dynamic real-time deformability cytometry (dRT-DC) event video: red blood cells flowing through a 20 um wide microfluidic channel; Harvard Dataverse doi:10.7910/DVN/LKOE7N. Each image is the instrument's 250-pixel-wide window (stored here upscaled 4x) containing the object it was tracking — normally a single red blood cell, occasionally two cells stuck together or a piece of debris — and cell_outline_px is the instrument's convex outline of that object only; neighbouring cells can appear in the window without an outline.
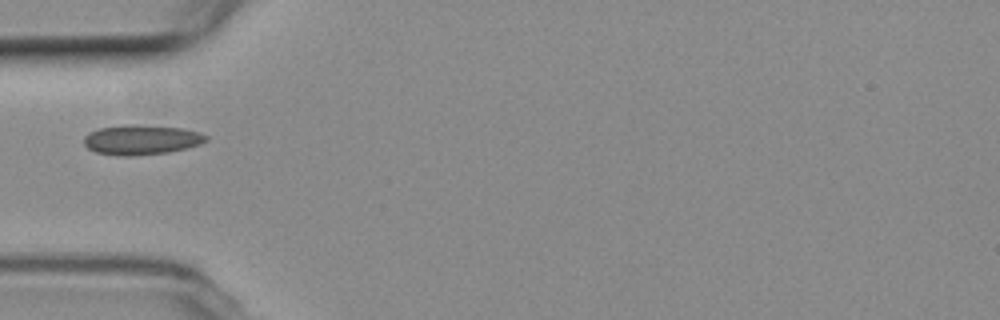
{"species": "common noctule bat (a hibernating species)", "species_latin": "Nyctalus noctula", "temperature_condition": "room temperature", "stored_images_in_passage": 33, "camera_frame_rate_fps": 3000, "um_per_image_px": 0.085, "animal": {"sex": "female", "body_mass_g": 19.3, "forearm_length_mm": 54.1}, "frame": {"image": 1, "passage_image": 1, "time_ms": 0.0, "image_size_px": [1000, 320], "cell_outline_px": [[208, 140], [200, 144], [188, 148], [168, 152], [132, 156], [120, 156], [96, 152], [88, 148], [84, 144], [84, 136], [88, 132], [100, 128], [124, 124], [132, 124], [184, 128], [200, 132], [208, 136]], "centroid_in_image_um": [12.03, 11.87], "position_along_channel_um": 73.0, "area_um2": 21.44}}
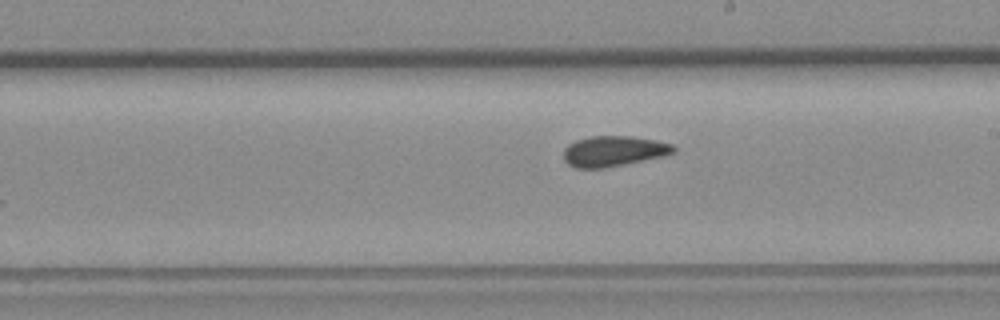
{"frame": {"image": 2, "passage_image": 14, "time_ms": 4.333, "image_size_px": [1000, 320], "cell_outline_px": [[676, 152], [664, 156], [604, 168], [576, 168], [568, 164], [564, 160], [564, 148], [568, 144], [576, 140], [592, 136], [632, 136], [656, 140], [672, 144], [676, 148]], "centroid_in_image_um": [52.16, 12.84], "position_along_channel_um": 236.8, "area_um2": 19.59}}
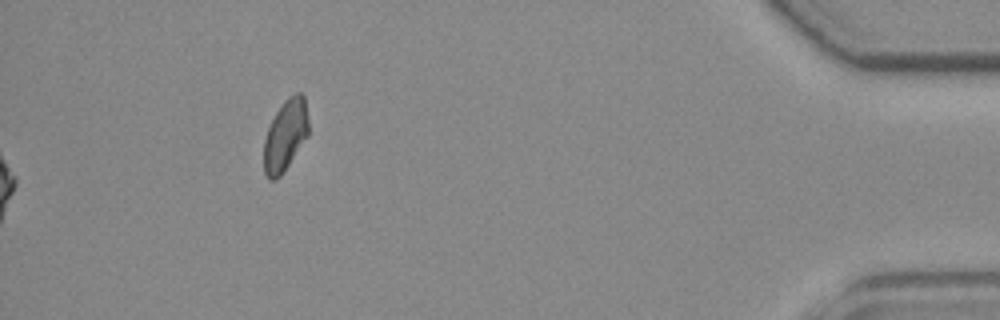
{"frame": {"image": 3, "passage_image": 33, "time_ms": 10.667, "image_size_px": [1000, 320], "cell_outline_px": [[308, 136], [280, 176], [276, 180], [268, 180], [264, 172], [264, 140], [268, 128], [276, 112], [284, 100], [288, 96], [296, 92], [300, 92], [304, 96], [308, 120]], "centroid_in_image_um": [24.25, 11.5], "position_along_channel_um": 410.9, "area_um2": 18.5}}